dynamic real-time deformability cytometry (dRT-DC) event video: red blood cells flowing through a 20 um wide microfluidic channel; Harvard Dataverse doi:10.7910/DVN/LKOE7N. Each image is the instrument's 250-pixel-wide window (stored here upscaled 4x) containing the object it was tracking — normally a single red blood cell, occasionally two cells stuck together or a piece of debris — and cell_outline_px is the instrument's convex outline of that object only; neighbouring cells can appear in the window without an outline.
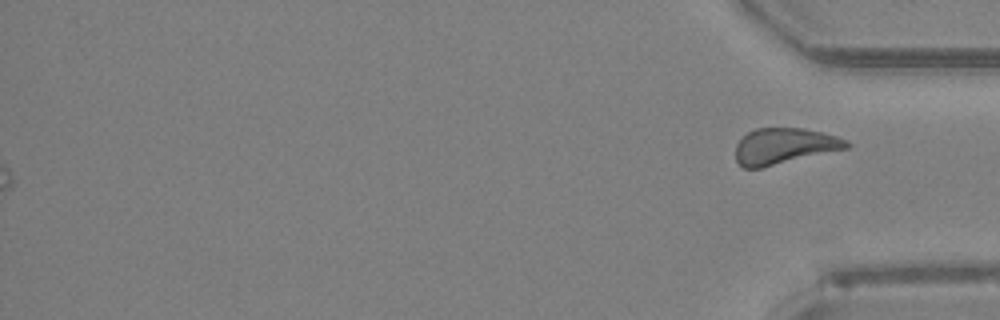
{"species": "Egyptian fruit bat (a non-hibernating species)", "species_latin": "Rousettus aegyptiacus", "temperature_condition": "room temperature", "stored_images_in_passage": 49, "segment_of_instrument_passage": [2, 2], "camera_frame_rate_fps": 3000, "um_per_image_px": 0.085, "animal": {"sex": "female"}, "frame": {"image": 1, "passage_image": 49, "time_ms": 16.0, "image_size_px": [1000, 320], "cell_outline_px": [[852, 144], [848, 148], [760, 168], [744, 168], [736, 160], [736, 144], [748, 132], [756, 128], [804, 128], [836, 136], [848, 140]], "centroid_in_image_um": [66.67, 12.41], "position_along_channel_um": 368.5, "area_um2": 23.12}}